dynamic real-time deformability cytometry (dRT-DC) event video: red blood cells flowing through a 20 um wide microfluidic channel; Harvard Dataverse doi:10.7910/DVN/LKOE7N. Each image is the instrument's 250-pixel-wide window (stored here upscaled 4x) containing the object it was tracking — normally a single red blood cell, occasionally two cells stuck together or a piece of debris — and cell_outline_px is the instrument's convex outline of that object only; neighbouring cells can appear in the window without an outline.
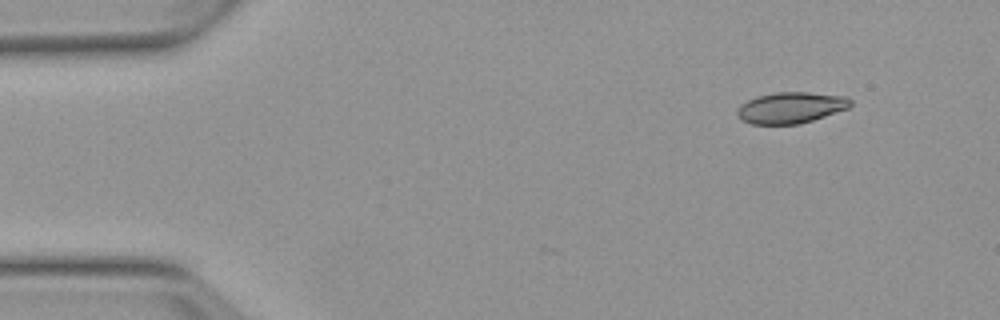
{"species": "Egyptian fruit bat (a non-hibernating species)", "species_latin": "Rousettus aegyptiacus", "temperature_condition": "warm", "stored_images_in_passage": 2, "camera_frame_rate_fps": 3000, "um_per_image_px": 0.085, "animal": {"sex": "female"}, "frame": {"image": 1, "passage_image": 2, "time_ms": 1.333, "image_size_px": [1000, 320], "cell_outline_px": [[852, 104], [848, 108], [800, 124], [752, 124], [744, 120], [736, 112], [740, 104], [756, 96], [776, 92], [808, 92], [848, 96], [852, 100]], "centroid_in_image_um": [67.25, 9.13], "position_along_channel_um": 17.8, "area_um2": 20.52}}